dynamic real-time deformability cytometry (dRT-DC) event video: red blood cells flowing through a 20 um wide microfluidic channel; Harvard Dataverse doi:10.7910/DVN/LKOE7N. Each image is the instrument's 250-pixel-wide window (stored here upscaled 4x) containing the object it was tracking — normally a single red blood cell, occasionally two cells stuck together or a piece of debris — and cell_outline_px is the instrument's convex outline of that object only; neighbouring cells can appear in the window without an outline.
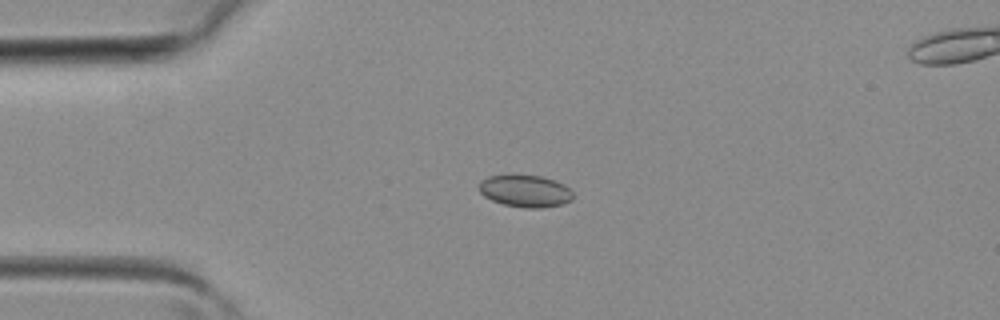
{"species": "common noctule bat (a hibernating species)", "species_latin": "Nyctalus noctula", "temperature_condition": "room temperature", "stored_images_in_passage": 4, "camera_frame_rate_fps": 3000, "um_per_image_px": 0.085, "animal": {"sex": "female", "body_mass_g": 19.3, "forearm_length_mm": 54.1}, "frame": {"image": 1, "passage_image": 3, "time_ms": 0.667, "image_size_px": [1000, 320], "cell_outline_px": [[572, 200], [560, 204], [540, 208], [524, 208], [504, 204], [492, 200], [484, 196], [480, 192], [480, 180], [488, 176], [540, 176], [556, 180], [564, 184], [572, 192]], "centroid_in_image_um": [44.65, 16.24], "position_along_channel_um": 40.3, "area_um2": 17.28}}